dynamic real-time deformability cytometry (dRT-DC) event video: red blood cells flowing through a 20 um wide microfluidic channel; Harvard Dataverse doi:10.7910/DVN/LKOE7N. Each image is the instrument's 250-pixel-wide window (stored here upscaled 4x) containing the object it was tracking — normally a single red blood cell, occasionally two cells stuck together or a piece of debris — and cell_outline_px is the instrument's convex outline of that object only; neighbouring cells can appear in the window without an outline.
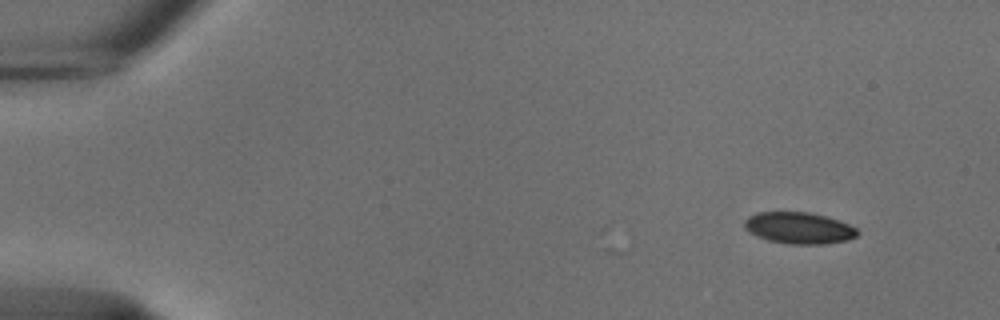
{"species": "common noctule bat (a hibernating species)", "species_latin": "Nyctalus noctula", "temperature_condition": "cold", "stored_images_in_passage": 4, "camera_frame_rate_fps": 3000, "um_per_image_px": 0.085, "animal": {"sex": "male", "body_mass_g": 18.8}, "frame": {"image": 1, "passage_image": 1, "time_ms": 0.0, "image_size_px": [1000, 320], "cell_outline_px": [[860, 232], [856, 236], [844, 240], [824, 244], [788, 244], [768, 240], [756, 236], [748, 232], [744, 228], [744, 220], [748, 216], [756, 212], [808, 212], [840, 220], [856, 228]], "centroid_in_image_um": [67.86, 19.37], "position_along_channel_um": 17.1, "area_um2": 20.81}}